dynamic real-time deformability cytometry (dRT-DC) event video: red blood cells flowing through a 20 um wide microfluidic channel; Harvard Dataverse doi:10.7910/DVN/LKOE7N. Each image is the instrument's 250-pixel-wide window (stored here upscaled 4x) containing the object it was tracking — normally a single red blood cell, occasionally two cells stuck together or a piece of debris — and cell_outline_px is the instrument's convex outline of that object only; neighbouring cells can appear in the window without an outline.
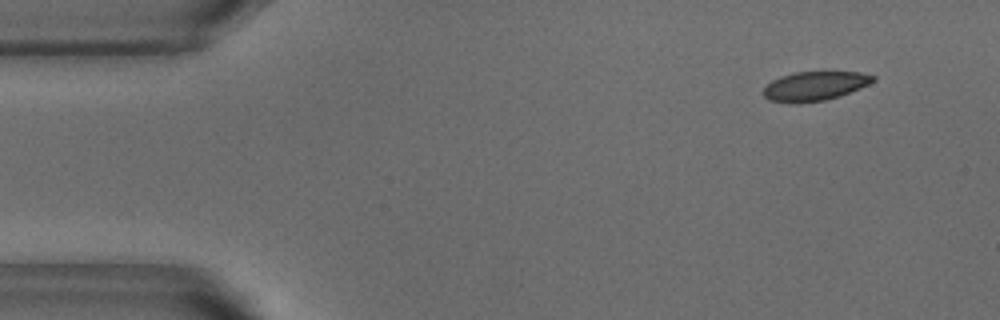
{"species": "common noctule bat (a hibernating species)", "species_latin": "Nyctalus noctula", "temperature_condition": "warm", "stored_images_in_passage": 49, "camera_frame_rate_fps": 3000, "um_per_image_px": 0.085, "animal": {"sex": "male", "body_mass_g": 18.8}, "frame": {"image": 1, "passage_image": 1, "time_ms": 0.0, "image_size_px": [1000, 320], "cell_outline_px": [[876, 80], [860, 88], [840, 96], [824, 100], [796, 104], [788, 104], [768, 100], [764, 96], [764, 88], [772, 80], [780, 76], [796, 72], [860, 72], [876, 76]], "centroid_in_image_um": [69.24, 7.33], "position_along_channel_um": 15.8, "area_um2": 18.79}}
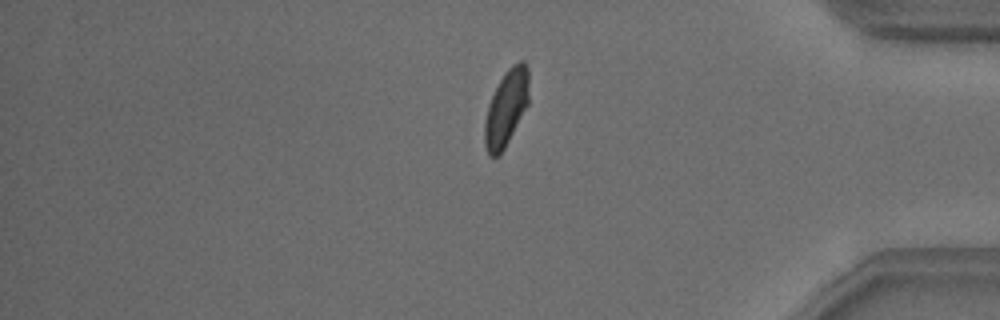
{"frame": {"image": 2, "passage_image": 40, "time_ms": 13.0, "image_size_px": [1000, 320], "cell_outline_px": [[528, 104], [500, 156], [488, 156], [484, 144], [484, 124], [488, 104], [504, 72], [512, 64], [520, 60], [524, 60], [528, 68]], "centroid_in_image_um": [43.02, 9.18], "position_along_channel_um": 392.2, "area_um2": 19.59}}
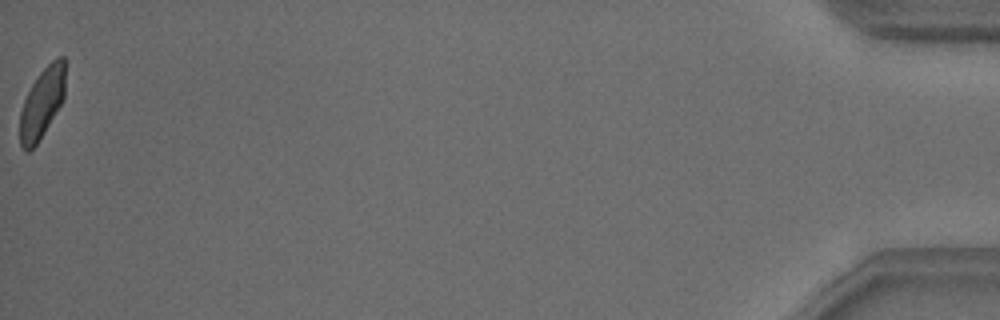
{"frame": {"image": 3, "passage_image": 49, "time_ms": 16.0, "image_size_px": [1000, 320], "cell_outline_px": [[64, 100], [44, 132], [36, 144], [28, 152], [20, 144], [20, 112], [24, 100], [32, 84], [40, 72], [56, 56], [64, 56]], "centroid_in_image_um": [3.58, 8.73], "position_along_channel_um": 431.6, "area_um2": 18.32}, "authors_computed_cell_mechanics": {"area_um2": 19.7676, "velocity_mm_per_s": 3.8116, "shape_relaxation_time_tau1_ms": 3.1022, "shape_relaxation_time_tau2_ms": 0.7802, "deformation_change_tau1": 0.1238, "deformation_change_tau2": 0.0413}}